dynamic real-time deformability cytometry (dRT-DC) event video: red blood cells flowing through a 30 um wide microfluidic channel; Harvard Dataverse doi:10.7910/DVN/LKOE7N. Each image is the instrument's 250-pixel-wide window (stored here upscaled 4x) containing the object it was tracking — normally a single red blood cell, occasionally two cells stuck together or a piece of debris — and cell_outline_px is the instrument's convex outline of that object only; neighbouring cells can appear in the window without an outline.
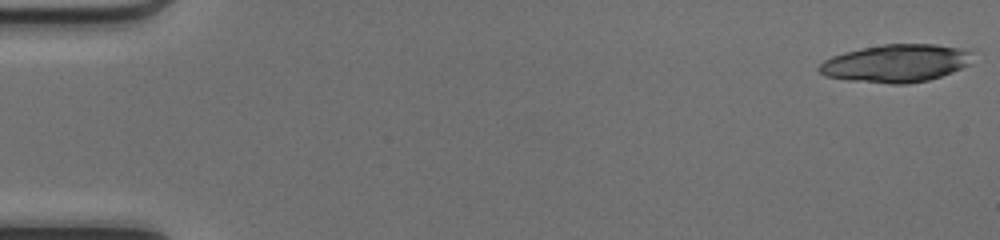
{"species": "common noctule bat (a hibernating species)", "species_latin": "Nyctalus noctula", "temperature_condition": "cold", "stored_images_in_passage": 19, "camera_frame_rate_fps": 3000, "um_per_image_px": 0.085, "animal": {"sex": "female", "body_mass_g": 17.0, "forearm_length_mm": 48.0}, "frame": {"image": 1, "passage_image": 1, "time_ms": 0.0, "image_size_px": [1000, 240], "cell_outline_px": [[972, 64], [952, 72], [928, 80], [908, 84], [892, 84], [848, 80], [824, 76], [816, 68], [824, 60], [832, 56], [844, 52], [884, 44], [936, 44], [964, 48], [972, 52]], "centroid_in_image_um": [76.19, 5.38], "position_along_channel_um": 8.8, "area_um2": 33.99}}